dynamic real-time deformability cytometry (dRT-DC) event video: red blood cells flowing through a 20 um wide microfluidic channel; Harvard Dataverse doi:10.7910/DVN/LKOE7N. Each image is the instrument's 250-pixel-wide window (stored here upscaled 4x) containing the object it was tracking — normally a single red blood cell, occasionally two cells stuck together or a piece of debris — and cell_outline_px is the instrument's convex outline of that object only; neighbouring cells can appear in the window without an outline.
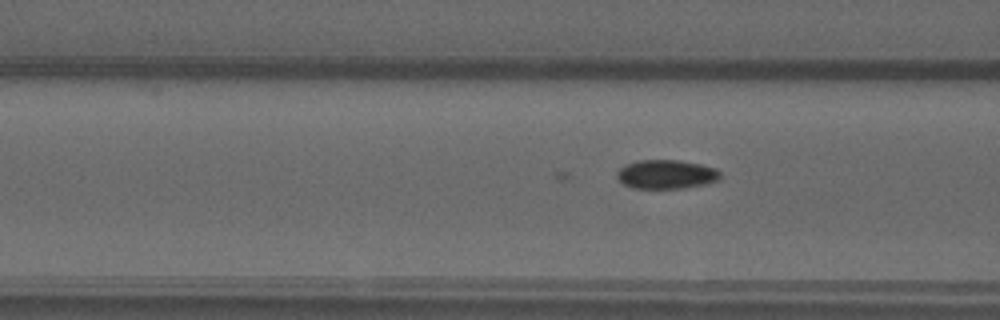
{"species": "common noctule bat (a hibernating species)", "species_latin": "Nyctalus noctula", "temperature_condition": "warm", "stored_images_in_passage": 35, "camera_frame_rate_fps": 3000, "um_per_image_px": 0.085, "animal": {"sex": "male", "forearm_length_mm": 52.5}, "frame": {"image": 1, "passage_image": 5, "time_ms": 1.333, "image_size_px": [1000, 320], "cell_outline_px": [[720, 176], [716, 180], [704, 184], [680, 188], [636, 188], [624, 184], [616, 176], [616, 172], [624, 164], [636, 160], [680, 160], [700, 164], [716, 168], [720, 172]], "centroid_in_image_um": [56.6, 14.8], "position_along_channel_um": 110.0, "area_um2": 17.34}}
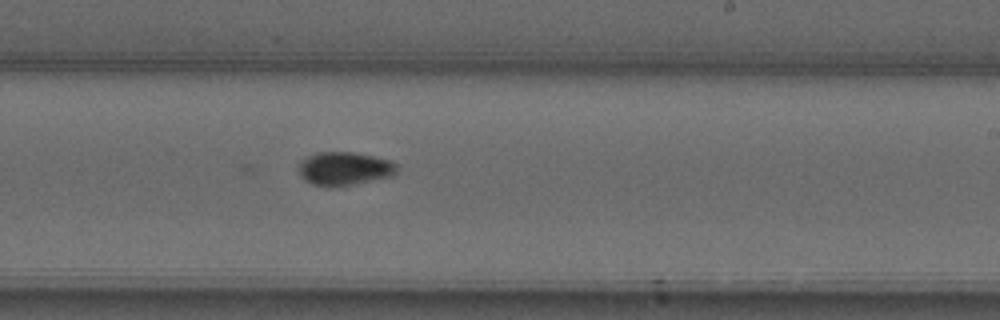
{"frame": {"image": 2, "passage_image": 17, "time_ms": 5.333, "image_size_px": [1000, 320], "cell_outline_px": [[396, 172], [392, 176], [332, 188], [328, 188], [312, 184], [304, 180], [300, 176], [300, 160], [308, 156], [320, 152], [352, 152], [392, 160], [396, 164]], "centroid_in_image_um": [29.25, 14.34], "position_along_channel_um": 259.7, "area_um2": 19.13}}
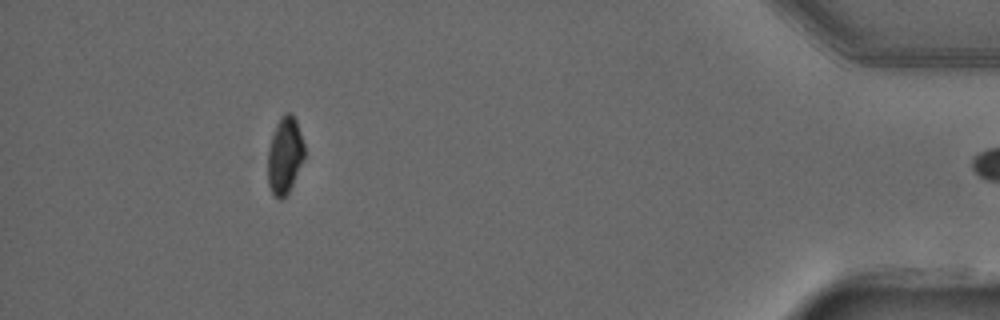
{"frame": {"image": 3, "passage_image": 34, "time_ms": 11.0, "image_size_px": [1000, 320], "cell_outline_px": [[304, 156], [292, 184], [288, 192], [280, 200], [272, 192], [268, 184], [268, 148], [276, 124], [280, 116], [284, 112], [292, 112], [296, 120], [304, 144]], "centroid_in_image_um": [24.19, 13.15], "position_along_channel_um": 411.0, "area_um2": 16.18}}